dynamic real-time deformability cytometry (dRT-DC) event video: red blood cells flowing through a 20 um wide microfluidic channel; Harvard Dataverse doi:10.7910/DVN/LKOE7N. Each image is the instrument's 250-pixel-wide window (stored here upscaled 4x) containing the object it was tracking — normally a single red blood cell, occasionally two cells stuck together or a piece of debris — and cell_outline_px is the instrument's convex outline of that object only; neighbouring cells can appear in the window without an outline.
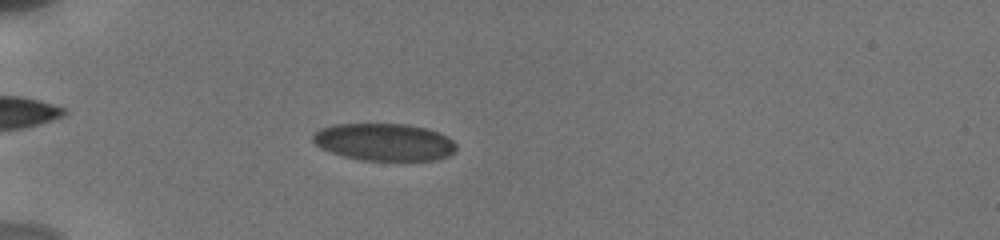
{"species": "human", "species_latin": "Homo sapiens", "temperature_condition": "cold", "stored_images_in_passage": 35, "camera_frame_rate_fps": 3000, "um_per_image_px": 0.085, "donor": {"sex": "male"}, "frame": {"image": 1, "passage_image": 13, "time_ms": 5.0, "image_size_px": [1000, 240], "cell_outline_px": [[456, 152], [448, 156], [436, 160], [364, 160], [344, 156], [320, 148], [312, 140], [312, 132], [320, 128], [332, 124], [408, 124], [428, 128], [440, 132], [452, 140], [456, 144]], "centroid_in_image_um": [32.66, 12.06], "position_along_channel_um": 52.3, "area_um2": 31.44}}
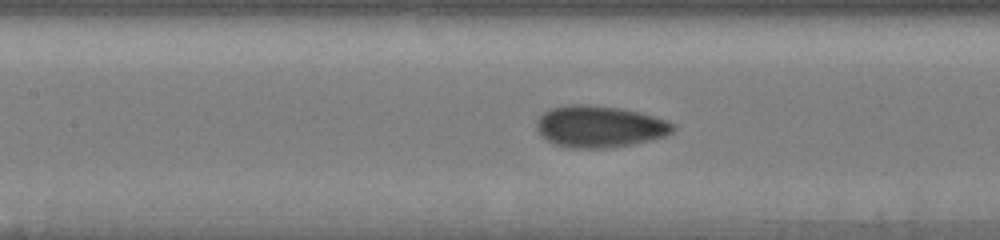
{"frame": {"image": 2, "passage_image": 21, "time_ms": 8.333, "image_size_px": [1000, 240], "cell_outline_px": [[676, 128], [672, 132], [664, 136], [632, 144], [608, 148], [568, 148], [552, 144], [536, 128], [536, 120], [548, 108], [564, 104], [588, 104], [620, 108], [640, 112], [664, 120], [672, 124]], "centroid_in_image_um": [50.91, 10.75], "position_along_channel_um": 156.5, "area_um2": 33.18}}
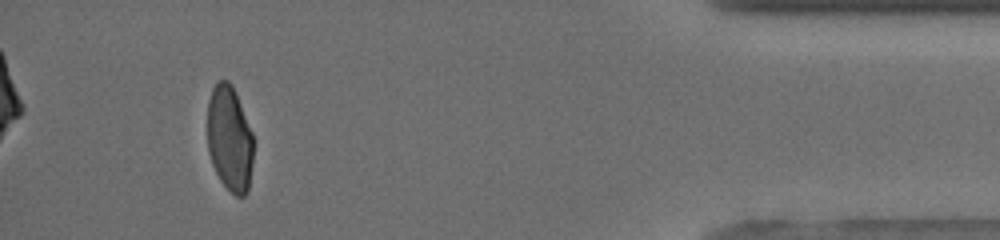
{"frame": {"image": 3, "passage_image": 35, "time_ms": 16.333, "image_size_px": [1000, 240], "cell_outline_px": [[252, 164], [248, 192], [244, 196], [236, 196], [220, 180], [212, 164], [208, 152], [208, 100], [212, 88], [216, 80], [228, 80], [232, 84], [236, 92], [252, 132]], "centroid_in_image_um": [19.51, 11.75], "position_along_channel_um": 415.7, "area_um2": 28.38}, "authors_computed_cell_mechanics": {"area_um2": 31.3854, "velocity_mm_per_s": 3.8454, "shape_relaxation_time_tau1_ms": 7.1283, "shape_relaxation_time_tau2_ms": null, "deformation_change_tau1": 0.153, "deformation_change_tau2": null}}